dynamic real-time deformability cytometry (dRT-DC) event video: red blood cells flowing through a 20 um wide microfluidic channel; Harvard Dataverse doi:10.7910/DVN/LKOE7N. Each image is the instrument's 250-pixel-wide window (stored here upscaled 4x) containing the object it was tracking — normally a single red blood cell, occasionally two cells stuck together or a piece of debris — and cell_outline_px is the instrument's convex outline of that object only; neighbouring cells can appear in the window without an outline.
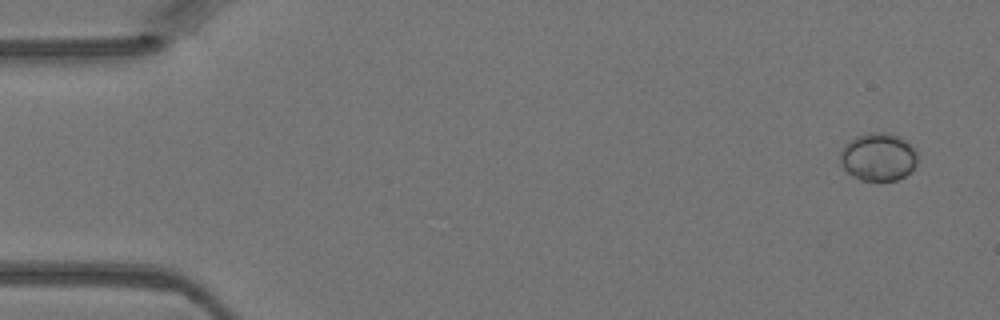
{"species": "Egyptian fruit bat (a non-hibernating species)", "species_latin": "Rousettus aegyptiacus", "temperature_condition": "warm", "stored_images_in_passage": 4, "camera_frame_rate_fps": 3000, "um_per_image_px": 0.085, "animal": {"sex": "female"}, "frame": {"image": 1, "passage_image": 1, "time_ms": 0.0, "image_size_px": [1000, 320], "cell_outline_px": [[916, 164], [904, 176], [896, 180], [860, 180], [852, 176], [840, 164], [840, 152], [844, 144], [856, 136], [868, 132], [884, 132], [908, 140], [912, 144], [916, 152]], "centroid_in_image_um": [74.62, 13.32], "position_along_channel_um": 10.4, "area_um2": 21.62}}
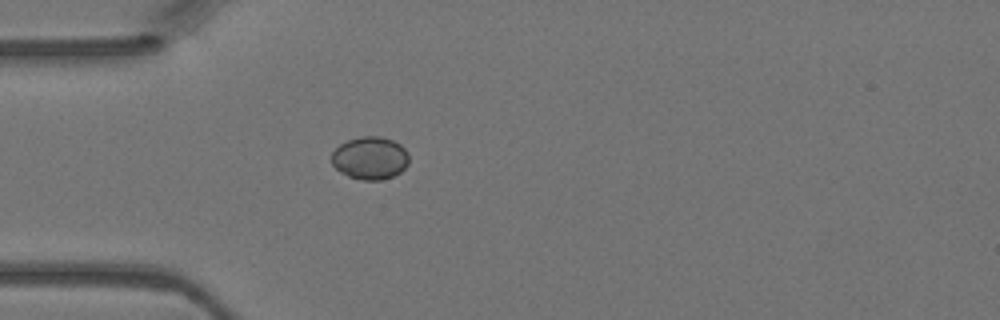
{"frame": {"image": 2, "passage_image": 4, "time_ms": 1.0, "image_size_px": [1000, 320], "cell_outline_px": [[408, 164], [400, 172], [392, 176], [380, 180], [364, 180], [348, 176], [340, 172], [332, 164], [332, 152], [340, 144], [348, 140], [360, 136], [380, 136], [392, 140], [400, 144], [408, 152]], "centroid_in_image_um": [31.45, 13.42], "position_along_channel_um": 53.5, "area_um2": 19.25}}